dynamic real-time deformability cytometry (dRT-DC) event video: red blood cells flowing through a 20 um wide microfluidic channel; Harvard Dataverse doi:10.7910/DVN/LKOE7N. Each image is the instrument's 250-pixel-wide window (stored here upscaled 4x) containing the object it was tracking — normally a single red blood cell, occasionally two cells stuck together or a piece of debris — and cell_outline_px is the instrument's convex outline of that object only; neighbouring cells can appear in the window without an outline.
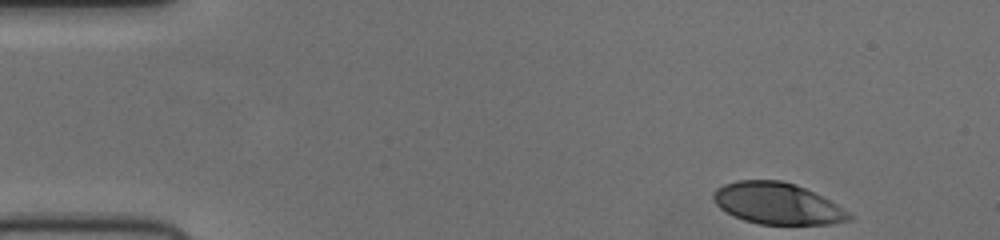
{"species": "human", "species_latin": "Homo sapiens", "temperature_condition": "cold", "stored_images_in_passage": 48, "camera_frame_rate_fps": 3000, "um_per_image_px": 0.085, "donor": {"sex": "female"}, "frame": {"image": 1, "passage_image": 1, "time_ms": 0.0, "image_size_px": [1000, 240], "cell_outline_px": [[856, 216], [852, 220], [832, 224], [760, 224], [744, 220], [720, 208], [712, 200], [712, 192], [716, 188], [724, 184], [736, 180], [780, 180], [796, 184], [836, 204]], "centroid_in_image_um": [66.07, 17.3], "position_along_channel_um": 18.9, "area_um2": 32.77}}
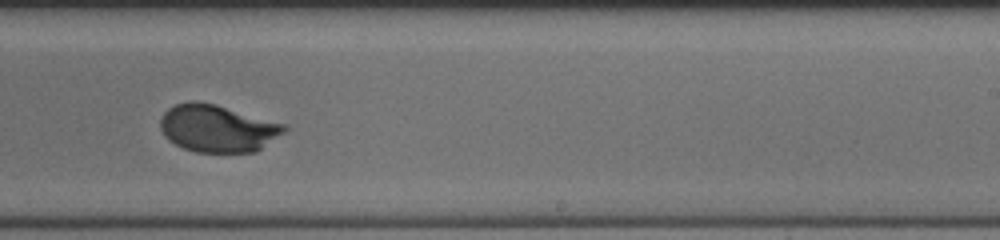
{"frame": {"image": 2, "passage_image": 28, "time_ms": 9.0, "image_size_px": [1000, 240], "cell_outline_px": [[288, 128], [284, 132], [256, 152], [196, 152], [184, 148], [168, 140], [164, 136], [160, 128], [160, 116], [168, 108], [176, 104], [192, 100], [196, 100], [216, 104], [288, 124]], "centroid_in_image_um": [18.49, 10.89], "position_along_channel_um": 270.5, "area_um2": 34.51}}
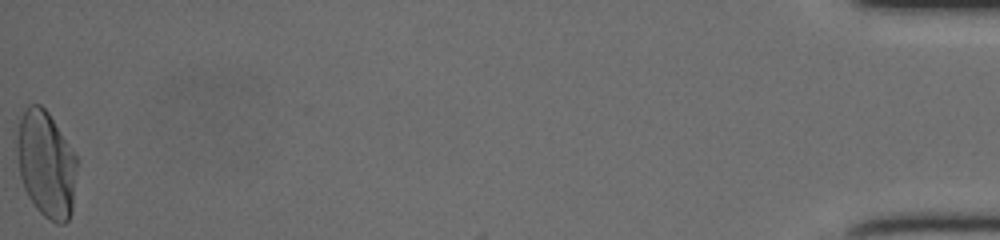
{"frame": {"image": 3, "passage_image": 48, "time_ms": 15.667, "image_size_px": [1000, 240], "cell_outline_px": [[76, 168], [72, 212], [68, 220], [64, 224], [56, 224], [44, 216], [36, 208], [28, 196], [24, 188], [20, 176], [16, 152], [16, 136], [20, 120], [24, 108], [28, 104], [40, 104], [48, 112], [76, 156]], "centroid_in_image_um": [3.9, 13.96], "position_along_channel_um": 431.3, "area_um2": 37.22}}